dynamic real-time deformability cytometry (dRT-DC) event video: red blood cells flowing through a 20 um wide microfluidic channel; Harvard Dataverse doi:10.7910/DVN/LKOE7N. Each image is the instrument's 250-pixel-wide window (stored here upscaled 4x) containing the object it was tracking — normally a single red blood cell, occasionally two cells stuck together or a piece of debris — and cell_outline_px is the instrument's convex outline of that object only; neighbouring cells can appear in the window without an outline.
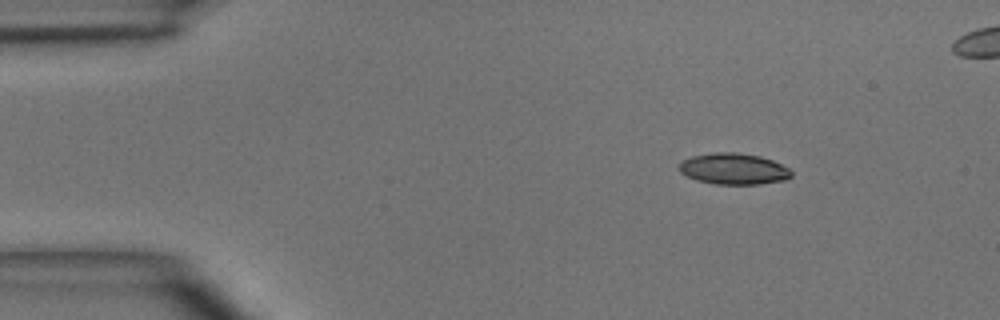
{"species": "common noctule bat (a hibernating species)", "species_latin": "Nyctalus noctula", "temperature_condition": "room temperature", "stored_images_in_passage": 4, "camera_frame_rate_fps": 3000, "um_per_image_px": 0.085, "animal": {"sex": "male", "body_mass_g": 15.6}, "frame": {"image": 1, "passage_image": 1, "time_ms": 0.0, "image_size_px": [1000, 320], "cell_outline_px": [[792, 176], [784, 180], [760, 184], [716, 184], [696, 180], [680, 172], [680, 164], [684, 160], [692, 156], [716, 152], [736, 152], [760, 156], [772, 160], [788, 168], [792, 172]], "centroid_in_image_um": [62.38, 14.35], "position_along_channel_um": 22.6, "area_um2": 20.23}}